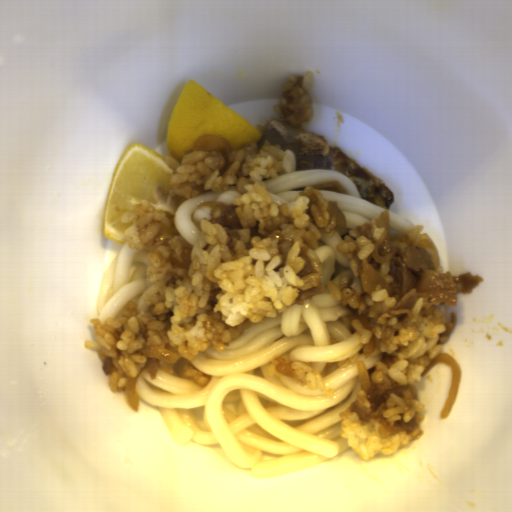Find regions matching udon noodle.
Wrapping results in <instances>:
<instances>
[{"label": "udon noodle", "mask_w": 512, "mask_h": 512, "mask_svg": "<svg viewBox=\"0 0 512 512\" xmlns=\"http://www.w3.org/2000/svg\"><path fill=\"white\" fill-rule=\"evenodd\" d=\"M283 155L290 171L262 181L272 203H292L312 187L345 217V227L319 230L314 251L322 265L320 293L246 328L221 351L198 353L191 363L209 378L205 387L163 369L155 378L144 370L135 384L137 397L157 407L177 446L219 445L237 467L260 479L295 473L350 449L341 438V412L363 390L357 363L363 361L371 384L379 362L365 357L350 310L328 285L351 272L339 244L386 209L362 199L351 177L328 169L297 170L295 153L287 149ZM277 357L320 371L334 395L279 373L269 378L267 368Z\"/></svg>", "instance_id": "1"}, {"label": "udon noodle", "mask_w": 512, "mask_h": 512, "mask_svg": "<svg viewBox=\"0 0 512 512\" xmlns=\"http://www.w3.org/2000/svg\"><path fill=\"white\" fill-rule=\"evenodd\" d=\"M150 249H130L127 242L110 261L100 285L96 319L101 324L107 319H118L128 301L137 302L146 309V296L153 287L148 278Z\"/></svg>", "instance_id": "2"}, {"label": "udon noodle", "mask_w": 512, "mask_h": 512, "mask_svg": "<svg viewBox=\"0 0 512 512\" xmlns=\"http://www.w3.org/2000/svg\"><path fill=\"white\" fill-rule=\"evenodd\" d=\"M240 196L242 191L231 184L220 191L200 192L188 197L175 212L173 227L178 237L193 247L200 239V223L204 220L213 222L212 214L216 208L227 205Z\"/></svg>", "instance_id": "3"}, {"label": "udon noodle", "mask_w": 512, "mask_h": 512, "mask_svg": "<svg viewBox=\"0 0 512 512\" xmlns=\"http://www.w3.org/2000/svg\"><path fill=\"white\" fill-rule=\"evenodd\" d=\"M414 227V222L389 210V228L391 236L404 235L407 237L408 233Z\"/></svg>", "instance_id": "4"}]
</instances>
